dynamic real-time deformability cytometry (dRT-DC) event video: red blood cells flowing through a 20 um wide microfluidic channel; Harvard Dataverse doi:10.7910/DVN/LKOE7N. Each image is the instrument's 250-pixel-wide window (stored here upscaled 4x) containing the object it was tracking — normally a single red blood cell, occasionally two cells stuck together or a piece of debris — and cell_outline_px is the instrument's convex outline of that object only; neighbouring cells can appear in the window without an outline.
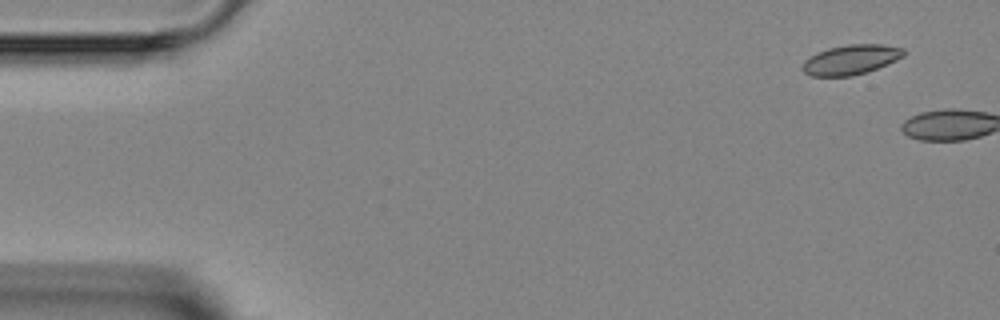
{"species": "Egyptian fruit bat (a non-hibernating species)", "species_latin": "Rousettus aegyptiacus", "temperature_condition": "room temperature", "stored_images_in_passage": 2, "camera_frame_rate_fps": 3000, "um_per_image_px": 0.085, "animal": {"sex": "female"}, "frame": {"image": 1, "passage_image": 1, "time_ms": 0.0, "image_size_px": [1000, 320], "cell_outline_px": [[904, 56], [888, 64], [868, 72], [852, 76], [812, 76], [804, 72], [800, 68], [804, 60], [816, 52], [828, 48], [848, 44], [880, 44], [904, 48]], "centroid_in_image_um": [72.3, 5.07], "position_along_channel_um": 12.7, "area_um2": 17.74}}